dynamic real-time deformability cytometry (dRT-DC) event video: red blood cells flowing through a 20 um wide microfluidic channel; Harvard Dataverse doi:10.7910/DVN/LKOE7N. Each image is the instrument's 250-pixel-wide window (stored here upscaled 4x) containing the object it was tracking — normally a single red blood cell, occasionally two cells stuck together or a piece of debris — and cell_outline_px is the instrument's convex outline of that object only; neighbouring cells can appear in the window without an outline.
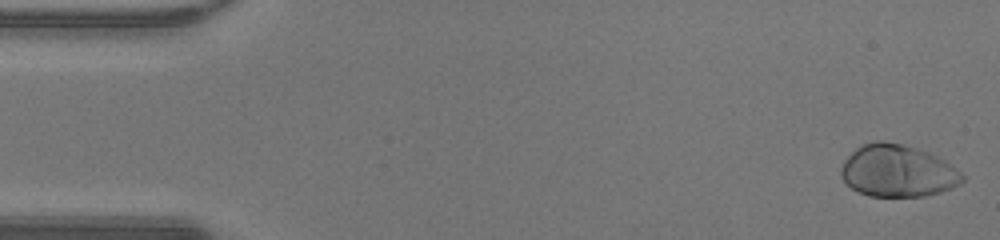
{"species": "human", "species_latin": "Homo sapiens", "temperature_condition": "warm", "stored_images_in_passage": 47, "camera_frame_rate_fps": 3000, "um_per_image_px": 0.085, "donor": {"sex": "male"}, "frame": {"image": 1, "passage_image": 1, "time_ms": 0.0, "image_size_px": [1000, 240], "cell_outline_px": [[964, 180], [960, 184], [952, 188], [940, 192], [924, 196], [868, 196], [852, 188], [840, 176], [840, 168], [844, 160], [860, 144], [876, 140], [884, 140], [904, 144], [928, 152], [944, 160], [956, 168], [964, 176]], "centroid_in_image_um": [76.28, 14.51], "position_along_channel_um": 8.7, "area_um2": 36.99}}
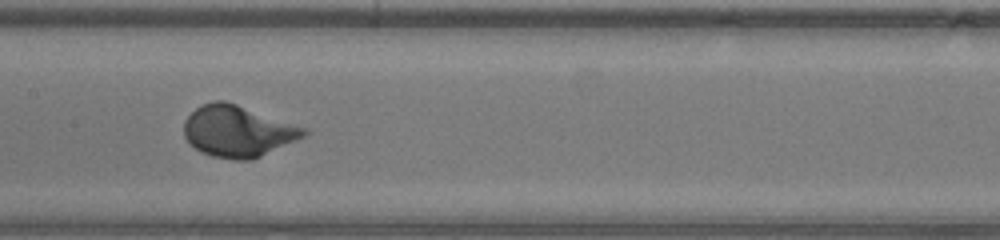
{"frame": {"image": 2, "passage_image": 23, "time_ms": 7.333, "image_size_px": [1000, 240], "cell_outline_px": [[308, 132], [304, 136], [296, 140], [252, 160], [236, 160], [212, 156], [200, 152], [188, 144], [184, 136], [184, 120], [200, 104], [212, 100], [224, 100], [308, 128]], "centroid_in_image_um": [20.18, 11.15], "position_along_channel_um": 187.2, "area_um2": 36.01}}
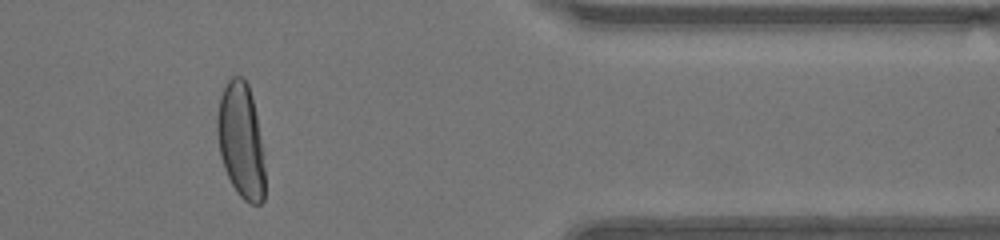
{"frame": {"image": 3, "passage_image": 39, "time_ms": 12.667, "image_size_px": [1000, 240], "cell_outline_px": [[264, 200], [260, 204], [252, 204], [244, 200], [240, 196], [232, 184], [224, 168], [220, 156], [216, 132], [216, 120], [220, 96], [224, 84], [232, 76], [244, 76], [248, 84], [252, 96], [264, 152]], "centroid_in_image_um": [20.47, 11.92], "position_along_channel_um": 390.9, "area_um2": 32.43}, "authors_computed_cell_mechanics": {"area_um2": 35.0268, "velocity_mm_per_s": 4.3156, "shape_relaxation_time_tau1_ms": 2.4363, "shape_relaxation_time_tau2_ms": null, "deformation_change_tau1": 0.1993, "deformation_change_tau2": null}}